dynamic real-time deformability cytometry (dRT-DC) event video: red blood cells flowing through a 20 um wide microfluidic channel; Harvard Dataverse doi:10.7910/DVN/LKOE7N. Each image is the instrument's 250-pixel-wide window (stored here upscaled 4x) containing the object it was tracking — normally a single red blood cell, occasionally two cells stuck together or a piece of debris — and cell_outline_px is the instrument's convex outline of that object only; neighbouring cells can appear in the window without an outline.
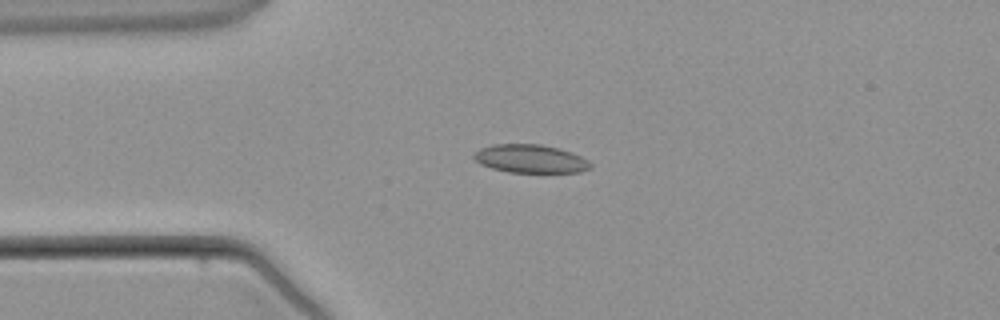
{"species": "common noctule bat (a hibernating species)", "species_latin": "Nyctalus noctula", "temperature_condition": "warm", "stored_images_in_passage": 2, "camera_frame_rate_fps": 3000, "um_per_image_px": 0.085, "animal": {"sex": "male", "body_mass_g": 21.5, "forearm_length_mm": 52.0}, "frame": {"image": 1, "passage_image": 2, "time_ms": 1.333, "image_size_px": [1000, 320], "cell_outline_px": [[592, 168], [580, 172], [508, 172], [492, 168], [480, 164], [472, 156], [480, 148], [492, 144], [540, 144], [556, 148], [580, 156], [588, 160], [592, 164]], "centroid_in_image_um": [45.07, 13.5], "position_along_channel_um": 39.9, "area_um2": 19.07}}